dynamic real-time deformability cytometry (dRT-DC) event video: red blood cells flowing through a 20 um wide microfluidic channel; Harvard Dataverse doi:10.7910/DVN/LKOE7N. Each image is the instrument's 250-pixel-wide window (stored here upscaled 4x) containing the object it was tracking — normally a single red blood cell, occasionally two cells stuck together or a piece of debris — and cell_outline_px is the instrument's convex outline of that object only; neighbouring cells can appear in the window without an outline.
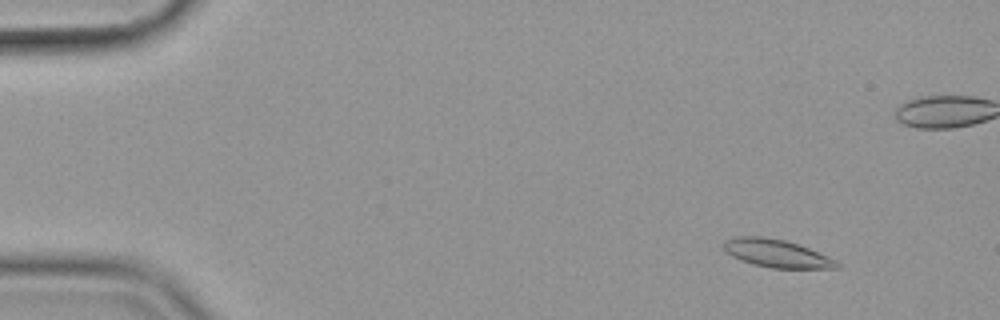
{"species": "common noctule bat (a hibernating species)", "species_latin": "Nyctalus noctula", "temperature_condition": "cold", "stored_images_in_passage": 59, "camera_frame_rate_fps": 3000, "um_per_image_px": 0.085, "animal": {"sex": "female", "body_mass_g": 19.9}, "frame": {"image": 1, "passage_image": 7, "time_ms": 2.0, "image_size_px": [1000, 320], "cell_outline_px": [[840, 268], [772, 268], [752, 264], [732, 256], [724, 252], [724, 240], [736, 236], [764, 236], [784, 240], [808, 248], [828, 256], [836, 260], [840, 264]], "centroid_in_image_um": [65.99, 21.53], "position_along_channel_um": 19.0, "area_um2": 18.38}}
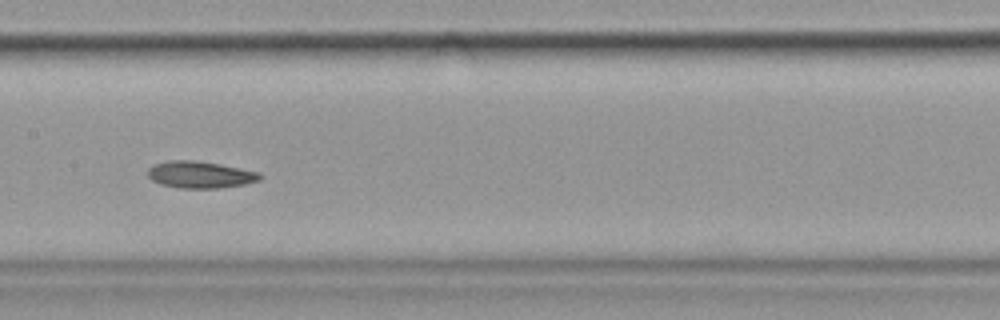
{"frame": {"image": 2, "passage_image": 30, "time_ms": 9.667, "image_size_px": [1000, 320], "cell_outline_px": [[264, 176], [260, 180], [244, 184], [220, 188], [180, 188], [160, 184], [152, 180], [148, 176], [148, 168], [152, 164], [168, 160], [196, 160], [220, 164], [260, 172]], "centroid_in_image_um": [17.01, 14.84], "position_along_channel_um": 190.4, "area_um2": 17.74}}
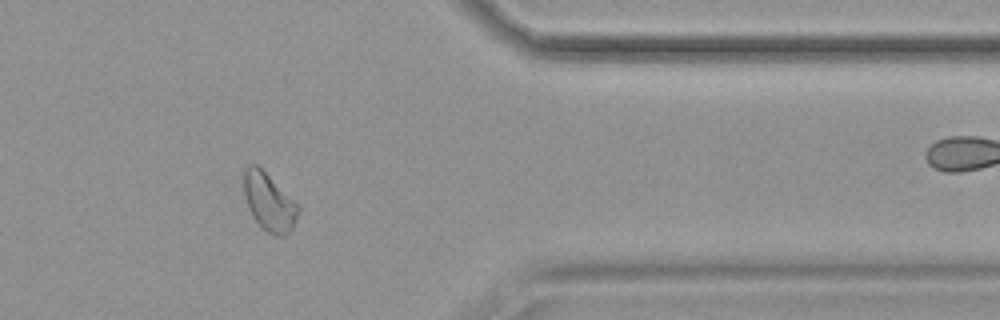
{"frame": {"image": 3, "passage_image": 48, "time_ms": 15.667, "image_size_px": [1000, 320], "cell_outline_px": [[300, 212], [292, 228], [284, 236], [276, 236], [268, 232], [252, 216], [248, 208], [244, 192], [244, 168], [248, 164], [256, 164], [300, 204]], "centroid_in_image_um": [22.9, 17.16], "position_along_channel_um": 388.5, "area_um2": 18.32}, "authors_computed_cell_mechanics": {"area_um2": 18.3226, "velocity_mm_per_s": 3.554, "shape_relaxation_time_tau1_ms": 7.1821, "shape_relaxation_time_tau2_ms": 5.7775, "deformation_change_tau1": 0.1497, "deformation_change_tau2": 0.0676}}